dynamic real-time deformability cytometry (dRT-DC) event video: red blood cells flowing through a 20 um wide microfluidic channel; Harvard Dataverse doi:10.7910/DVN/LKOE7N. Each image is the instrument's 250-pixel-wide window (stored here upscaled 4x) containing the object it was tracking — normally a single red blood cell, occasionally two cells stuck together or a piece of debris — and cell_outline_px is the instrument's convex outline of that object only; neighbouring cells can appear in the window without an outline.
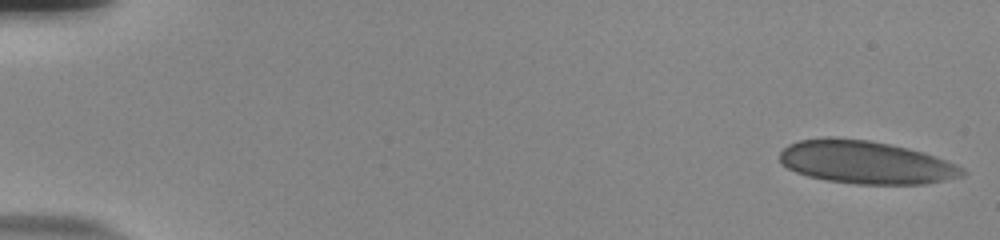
{"species": "human", "species_latin": "Homo sapiens", "temperature_condition": "room temperature", "stored_images_in_passage": 54, "camera_frame_rate_fps": 3000, "um_per_image_px": 0.085, "donor": {"sex": "male"}, "frame": {"image": 1, "passage_image": 1, "time_ms": 0.0, "image_size_px": [1000, 240], "cell_outline_px": [[968, 172], [964, 176], [924, 184], [856, 184], [828, 180], [808, 176], [796, 172], [780, 164], [780, 152], [788, 144], [800, 140], [828, 136], [832, 136], [868, 140], [908, 148], [924, 152], [936, 156], [956, 164], [964, 168]], "centroid_in_image_um": [73.6, 13.79], "position_along_channel_um": 11.4, "area_um2": 45.95}}
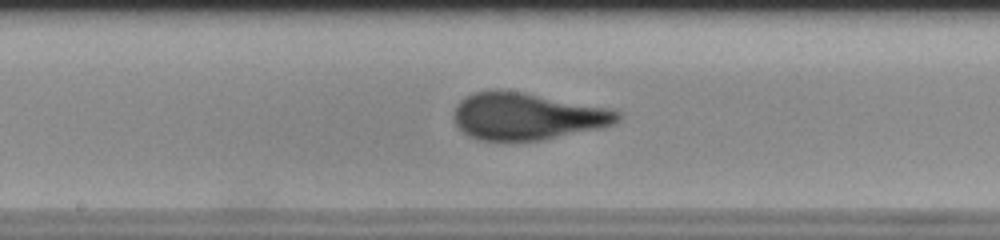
{"frame": {"image": 2, "passage_image": 29, "time_ms": 9.333, "image_size_px": [1000, 240], "cell_outline_px": [[620, 120], [604, 128], [540, 140], [476, 140], [468, 136], [452, 120], [452, 116], [456, 104], [464, 96], [472, 92], [492, 88], [496, 88], [620, 108]], "centroid_in_image_um": [44.84, 9.85], "position_along_channel_um": 203.4, "area_um2": 46.07}}
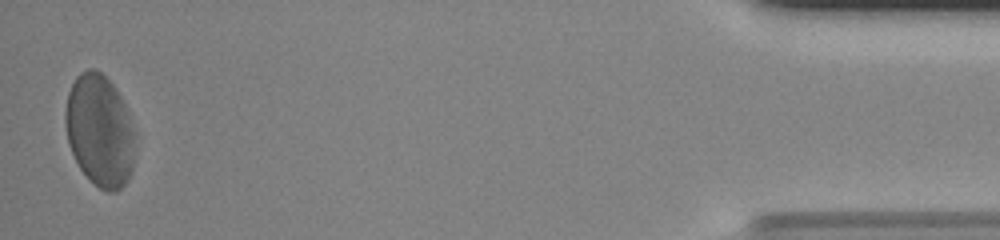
{"frame": {"image": 3, "passage_image": 53, "time_ms": 17.333, "image_size_px": [1000, 240], "cell_outline_px": [[136, 136], [132, 172], [128, 180], [116, 192], [108, 192], [100, 188], [80, 168], [68, 144], [64, 124], [64, 112], [68, 92], [76, 76], [80, 72], [88, 68], [96, 68], [116, 88], [128, 112], [136, 132]], "centroid_in_image_um": [8.48, 11.08], "position_along_channel_um": 426.7, "area_um2": 45.95}, "authors_computed_cell_mechanics": {"area_um2": 44.9973, "velocity_mm_per_s": 3.758, "shape_relaxation_time_tau1_ms": 4.2061, "shape_relaxation_time_tau2_ms": null, "deformation_change_tau1": 0.1656, "deformation_change_tau2": null}}